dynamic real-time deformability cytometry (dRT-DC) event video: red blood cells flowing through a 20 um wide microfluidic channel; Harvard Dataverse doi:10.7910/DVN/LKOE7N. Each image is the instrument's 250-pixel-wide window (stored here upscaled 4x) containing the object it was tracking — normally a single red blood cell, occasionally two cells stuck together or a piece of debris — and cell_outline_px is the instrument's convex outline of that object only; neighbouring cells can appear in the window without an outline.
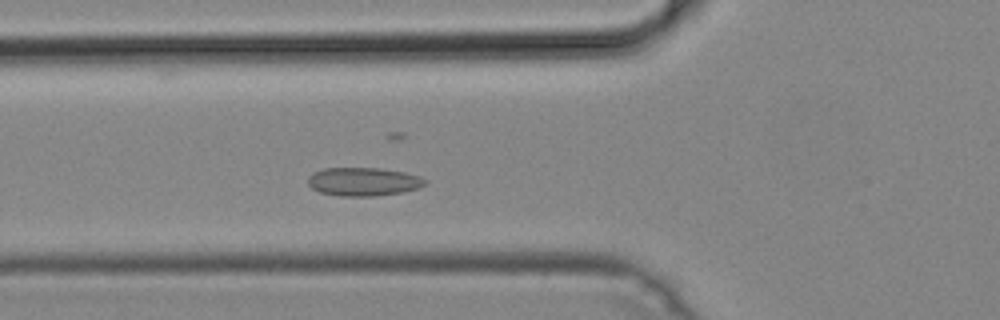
{"species": "common noctule bat (a hibernating species)", "species_latin": "Nyctalus noctula", "temperature_condition": "cold", "stored_images_in_passage": 32, "camera_frame_rate_fps": 3000, "um_per_image_px": 0.085, "animal": {"sex": "male", "body_mass_g": 19.2, "forearm_length_mm": 51.8}, "frame": {"image": 1, "passage_image": 3, "time_ms": 0.667, "image_size_px": [1000, 320], "cell_outline_px": [[428, 180], [420, 188], [400, 192], [372, 196], [340, 196], [320, 192], [312, 188], [308, 184], [308, 176], [312, 172], [324, 168], [380, 168], [404, 172], [420, 176]], "centroid_in_image_um": [30.87, 15.43], "position_along_channel_um": 94.9, "area_um2": 19.42}}
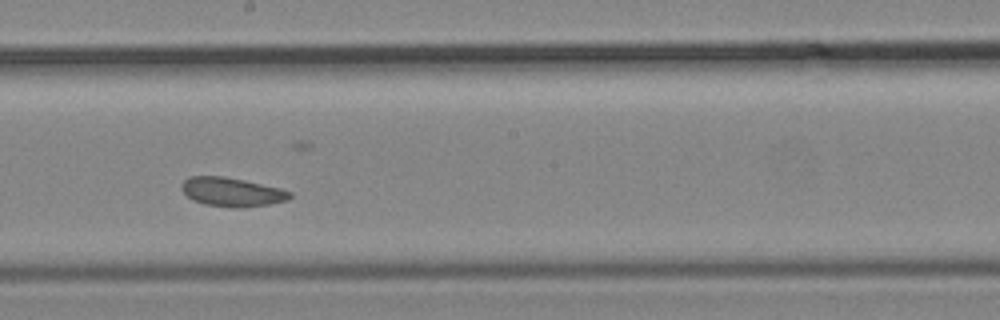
{"frame": {"image": 2, "passage_image": 13, "time_ms": 4.0, "image_size_px": [1000, 320], "cell_outline_px": [[292, 196], [288, 200], [268, 204], [244, 208], [236, 208], [204, 204], [192, 200], [180, 188], [180, 184], [188, 176], [224, 176], [244, 180], [280, 188], [292, 192]], "centroid_in_image_um": [19.69, 16.32], "position_along_channel_um": 228.5, "area_um2": 18.38}}
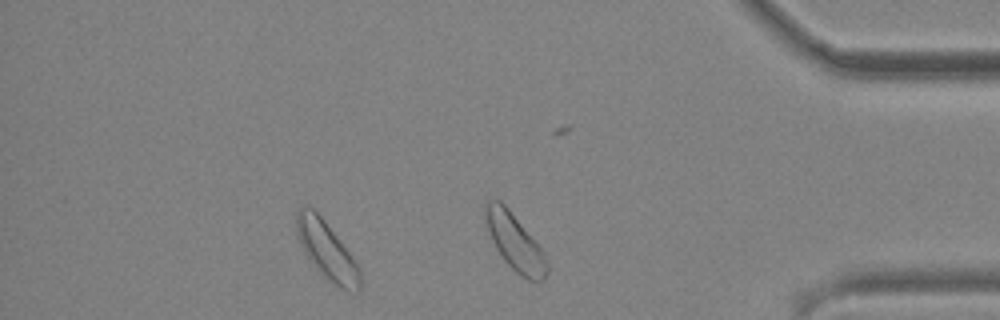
{"frame": {"image": 3, "passage_image": 27, "time_ms": 8.667, "image_size_px": [1000, 320], "cell_outline_px": [[360, 292], [356, 292], [340, 288], [332, 284], [316, 268], [304, 252], [300, 244], [296, 232], [296, 212], [304, 204], [308, 204], [324, 220], [352, 256], [360, 268]], "centroid_in_image_um": [27.76, 21.28], "position_along_channel_um": 407.4, "area_um2": 21.27}}